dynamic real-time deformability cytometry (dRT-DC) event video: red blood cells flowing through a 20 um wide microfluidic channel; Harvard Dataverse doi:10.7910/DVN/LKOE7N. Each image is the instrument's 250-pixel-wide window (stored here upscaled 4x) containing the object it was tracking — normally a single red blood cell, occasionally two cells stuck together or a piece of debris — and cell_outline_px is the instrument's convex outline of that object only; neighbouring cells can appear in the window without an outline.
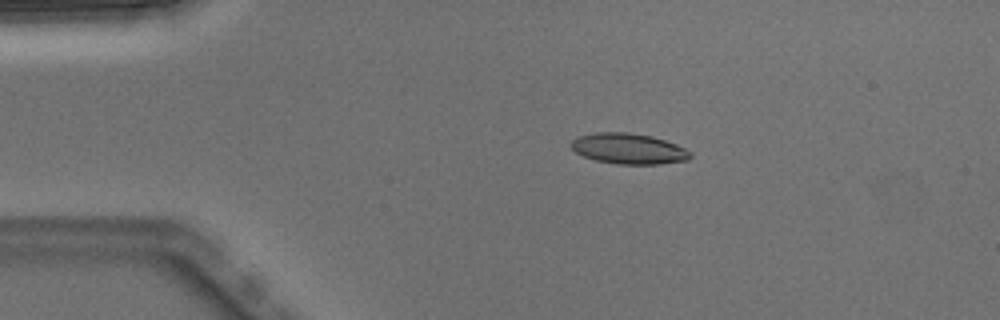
{"species": "Egyptian fruit bat (a non-hibernating species)", "species_latin": "Rousettus aegyptiacus", "temperature_condition": "warm", "stored_images_in_passage": 4, "camera_frame_rate_fps": 3000, "um_per_image_px": 0.085, "animal": {"sex": "male"}, "frame": {"image": 1, "passage_image": 3, "time_ms": 0.667, "image_size_px": [1000, 320], "cell_outline_px": [[692, 156], [688, 160], [660, 164], [616, 164], [596, 160], [584, 156], [576, 152], [568, 144], [576, 136], [596, 132], [628, 132], [652, 136], [676, 144], [692, 152]], "centroid_in_image_um": [53.42, 12.63], "position_along_channel_um": 31.6, "area_um2": 21.44}}